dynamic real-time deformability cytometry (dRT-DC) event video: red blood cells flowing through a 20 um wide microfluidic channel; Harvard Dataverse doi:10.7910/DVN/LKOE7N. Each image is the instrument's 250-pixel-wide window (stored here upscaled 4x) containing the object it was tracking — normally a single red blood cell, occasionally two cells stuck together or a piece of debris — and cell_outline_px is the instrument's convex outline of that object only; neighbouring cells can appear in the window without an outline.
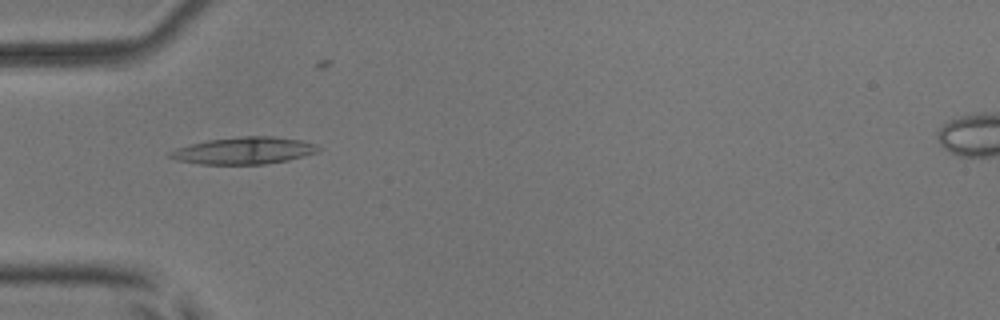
{"species": "common noctule bat (a hibernating species)", "species_latin": "Nyctalus noctula", "temperature_condition": "room temperature", "stored_images_in_passage": 6, "camera_frame_rate_fps": 3000, "um_per_image_px": 0.085, "animal": {"sex": "male", "body_mass_g": 17.9, "forearm_length_mm": 54.2}, "frame": {"image": 1, "passage_image": 5, "time_ms": 4.667, "image_size_px": [1000, 320], "cell_outline_px": [[320, 148], [316, 152], [288, 160], [264, 164], [200, 164], [176, 160], [168, 156], [168, 152], [176, 148], [208, 140], [244, 136], [272, 136], [300, 140], [316, 144]], "centroid_in_image_um": [20.71, 12.8], "position_along_channel_um": 64.3, "area_um2": 23.12}}
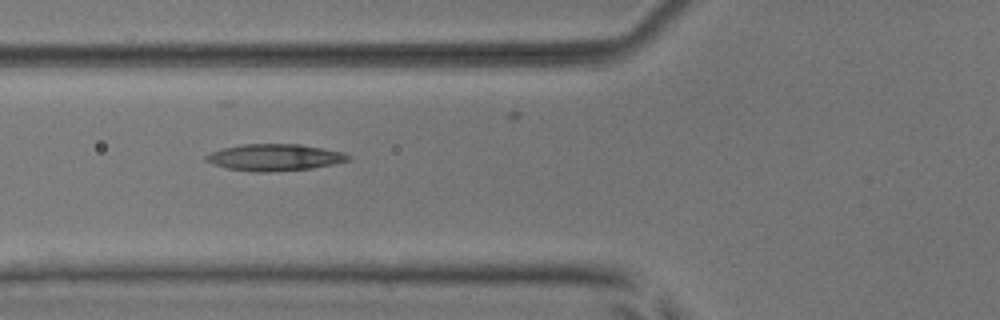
{"frame": {"image": 2, "passage_image": 6, "time_ms": 5.667, "image_size_px": [1000, 320], "cell_outline_px": [[352, 156], [348, 160], [332, 164], [312, 168], [264, 172], [252, 172], [228, 168], [212, 164], [204, 160], [204, 156], [212, 152], [224, 148], [244, 144], [300, 144], [344, 152]], "centroid_in_image_um": [23.33, 13.37], "position_along_channel_um": 102.5, "area_um2": 21.96}}